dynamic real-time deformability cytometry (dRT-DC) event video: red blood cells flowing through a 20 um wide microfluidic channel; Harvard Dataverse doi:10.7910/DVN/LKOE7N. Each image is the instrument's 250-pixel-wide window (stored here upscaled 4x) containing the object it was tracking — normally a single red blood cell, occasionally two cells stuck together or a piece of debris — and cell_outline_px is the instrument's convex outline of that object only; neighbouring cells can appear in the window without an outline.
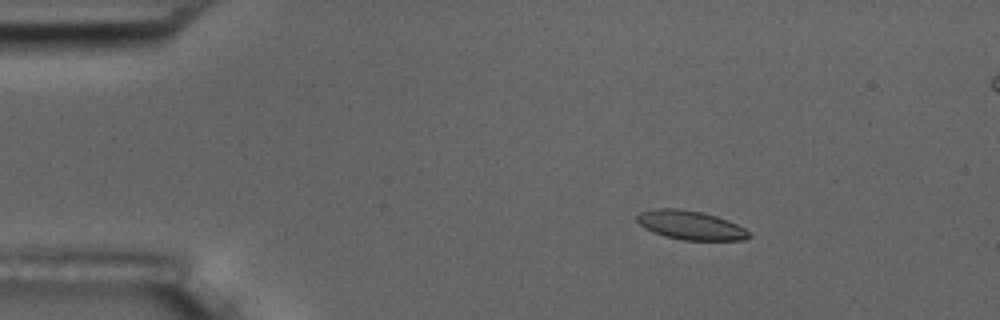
{"species": "common noctule bat (a hibernating species)", "species_latin": "Nyctalus noctula", "temperature_condition": "room temperature", "stored_images_in_passage": 5, "segment_of_instrument_passage": [1, 2], "camera_frame_rate_fps": 3000, "um_per_image_px": 0.085, "animal": {"sex": "male", "body_mass_g": 17.5, "forearm_length_mm": 52.3}, "frame": {"image": 1, "passage_image": 2, "time_ms": 1.333, "image_size_px": [1000, 320], "cell_outline_px": [[752, 236], [744, 240], [680, 240], [664, 236], [652, 232], [644, 228], [636, 220], [636, 216], [640, 212], [656, 208], [680, 208], [700, 212], [716, 216], [728, 220], [744, 228]], "centroid_in_image_um": [58.66, 19.14], "position_along_channel_um": 26.3, "area_um2": 18.96}}